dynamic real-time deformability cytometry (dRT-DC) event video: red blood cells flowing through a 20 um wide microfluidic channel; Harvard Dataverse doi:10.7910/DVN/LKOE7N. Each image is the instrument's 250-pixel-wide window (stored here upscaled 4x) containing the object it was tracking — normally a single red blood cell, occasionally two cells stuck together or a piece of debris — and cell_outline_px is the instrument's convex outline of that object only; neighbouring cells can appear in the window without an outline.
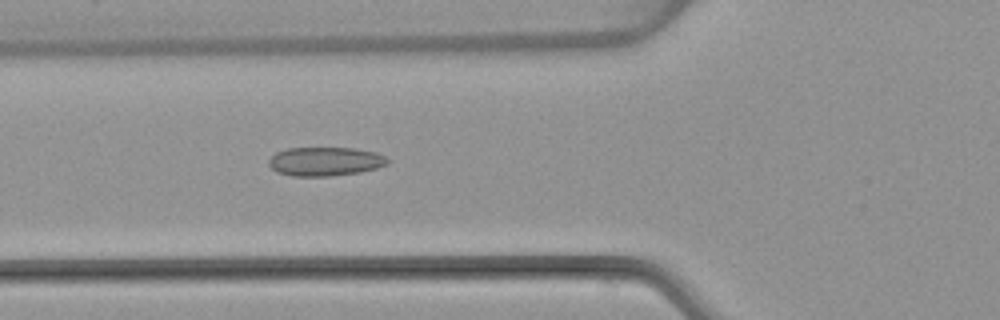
{"species": "common noctule bat (a hibernating species)", "species_latin": "Nyctalus noctula", "temperature_condition": "warm", "stored_images_in_passage": 53, "camera_frame_rate_fps": 3000, "um_per_image_px": 0.085, "animal": {"sex": "female", "body_mass_g": 22.7, "forearm_length_mm": 54.2}, "frame": {"image": 1, "passage_image": 20, "time_ms": 6.333, "image_size_px": [1000, 320], "cell_outline_px": [[388, 164], [376, 168], [360, 172], [332, 176], [292, 176], [276, 172], [268, 164], [268, 160], [276, 152], [288, 148], [356, 148], [376, 152], [384, 156], [388, 160]], "centroid_in_image_um": [27.63, 13.72], "position_along_channel_um": 98.2, "area_um2": 20.06}}
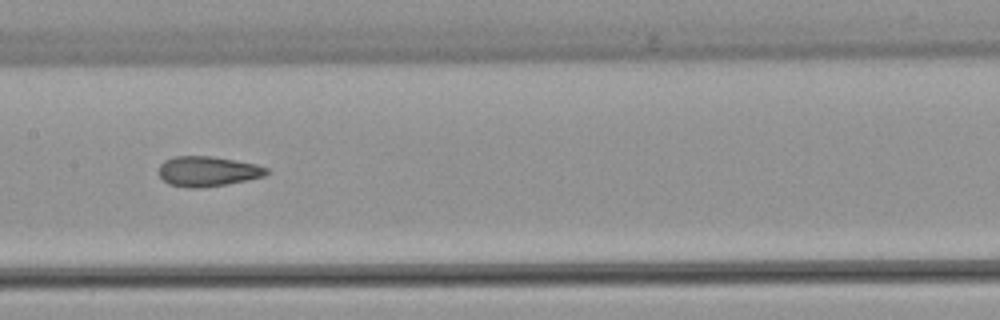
{"frame": {"image": 2, "passage_image": 27, "time_ms": 8.667, "image_size_px": [1000, 320], "cell_outline_px": [[272, 172], [264, 176], [248, 180], [200, 188], [188, 188], [168, 184], [156, 172], [160, 164], [164, 160], [176, 156], [212, 156], [256, 164], [268, 168]], "centroid_in_image_um": [17.64, 14.56], "position_along_channel_um": 189.8, "area_um2": 19.07}}
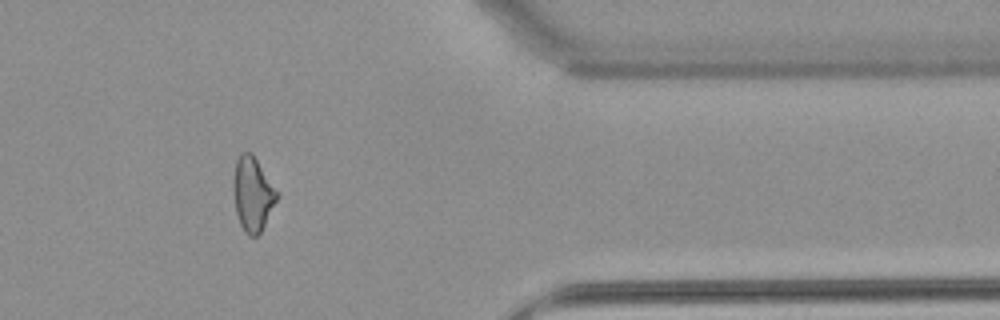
{"frame": {"image": 3, "passage_image": 44, "time_ms": 14.333, "image_size_px": [1000, 320], "cell_outline_px": [[280, 192], [260, 232], [256, 236], [248, 236], [244, 232], [240, 224], [236, 212], [232, 188], [232, 180], [236, 160], [240, 152], [252, 152]], "centroid_in_image_um": [21.46, 16.44], "position_along_channel_um": 389.9, "area_um2": 19.07}, "authors_computed_cell_mechanics": {"area_um2": 19.7098, "velocity_mm_per_s": 3.9078, "shape_relaxation_time_tau1_ms": null, "shape_relaxation_time_tau2_ms": 2.1587, "deformation_change_tau1": null, "deformation_change_tau2": 0.1058}}